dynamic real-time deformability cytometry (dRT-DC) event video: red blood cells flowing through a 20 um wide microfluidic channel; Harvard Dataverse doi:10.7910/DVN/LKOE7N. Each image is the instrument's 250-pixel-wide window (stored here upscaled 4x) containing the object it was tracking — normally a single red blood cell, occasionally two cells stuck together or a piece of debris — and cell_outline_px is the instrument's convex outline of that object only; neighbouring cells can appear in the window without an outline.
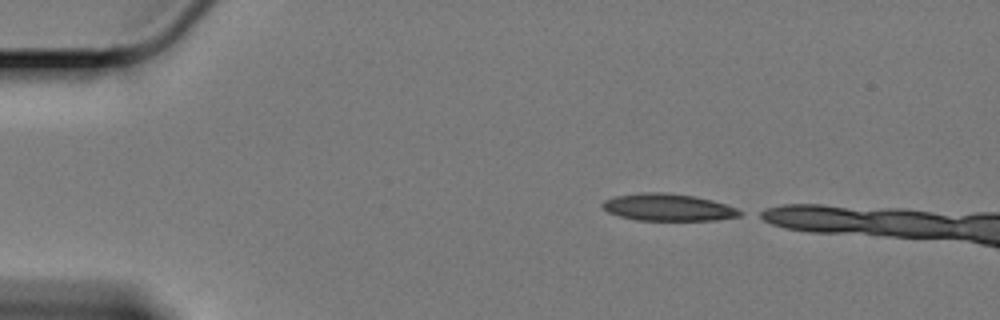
{"species": "Egyptian fruit bat (a non-hibernating species)", "species_latin": "Rousettus aegyptiacus", "temperature_condition": "cold", "stored_images_in_passage": 7, "camera_frame_rate_fps": 3000, "um_per_image_px": 0.085, "animal": {"sex": "female"}, "frame": {"image": 1, "passage_image": 1, "time_ms": 0.0, "image_size_px": [1000, 320], "cell_outline_px": [[744, 212], [740, 216], [716, 220], [636, 220], [620, 216], [608, 212], [600, 204], [604, 200], [612, 196], [640, 192], [668, 192], [696, 196], [712, 200], [736, 208]], "centroid_in_image_um": [56.76, 17.61], "position_along_channel_um": 28.2, "area_um2": 21.91}}